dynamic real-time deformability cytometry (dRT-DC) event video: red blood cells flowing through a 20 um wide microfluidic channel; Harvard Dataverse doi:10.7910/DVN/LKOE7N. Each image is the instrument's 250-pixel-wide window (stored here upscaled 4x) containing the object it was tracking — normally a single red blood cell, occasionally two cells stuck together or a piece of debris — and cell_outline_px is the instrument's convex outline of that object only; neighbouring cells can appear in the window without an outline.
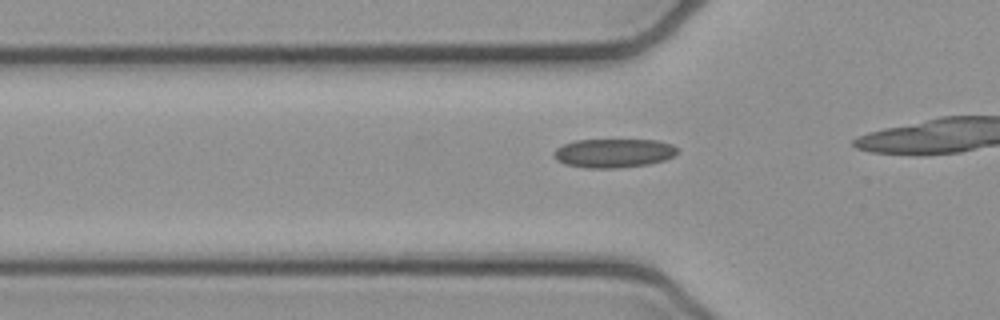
{"species": "common noctule bat (a hibernating species)", "species_latin": "Nyctalus noctula", "temperature_condition": "cold", "stored_images_in_passage": 12, "camera_frame_rate_fps": 3000, "um_per_image_px": 0.085, "animal": {"sex": "female", "body_mass_g": 21.9}, "frame": {"image": 1, "passage_image": 7, "time_ms": 2.0, "image_size_px": [1000, 320], "cell_outline_px": [[680, 152], [664, 160], [648, 164], [620, 168], [584, 168], [564, 164], [556, 160], [552, 152], [556, 148], [564, 144], [576, 140], [656, 140], [672, 144], [680, 148]], "centroid_in_image_um": [52.16, 13.02], "position_along_channel_um": 73.6, "area_um2": 21.04}}
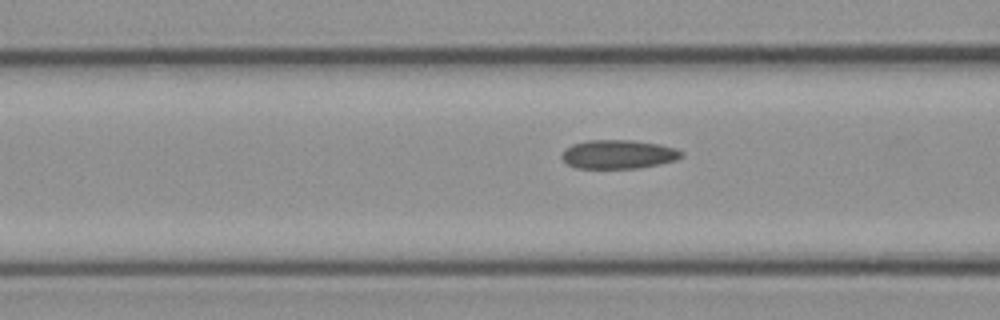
{"frame": {"image": 2, "passage_image": 10, "time_ms": 3.0, "image_size_px": [1000, 320], "cell_outline_px": [[684, 156], [676, 160], [660, 164], [640, 168], [576, 168], [568, 164], [560, 156], [564, 148], [572, 144], [588, 140], [632, 140], [660, 144], [676, 148], [684, 152]], "centroid_in_image_um": [52.58, 13.11], "position_along_channel_um": 114.0, "area_um2": 20.35}}